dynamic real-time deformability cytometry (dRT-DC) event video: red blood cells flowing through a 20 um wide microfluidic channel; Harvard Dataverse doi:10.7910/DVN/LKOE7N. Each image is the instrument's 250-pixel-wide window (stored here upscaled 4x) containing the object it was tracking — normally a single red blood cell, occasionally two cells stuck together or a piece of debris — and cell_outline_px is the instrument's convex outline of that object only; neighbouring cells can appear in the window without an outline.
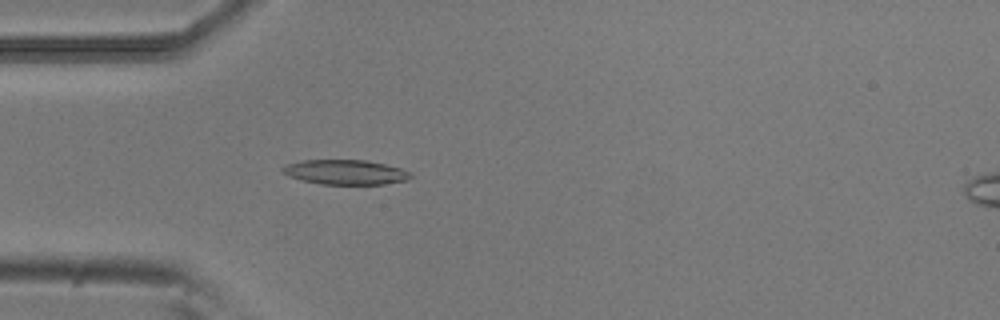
{"species": "common noctule bat (a hibernating species)", "species_latin": "Nyctalus noctula", "temperature_condition": "room temperature", "stored_images_in_passage": 25, "camera_frame_rate_fps": 3000, "um_per_image_px": 0.085, "animal": {"sex": "male", "body_mass_g": 20.5, "forearm_length_mm": 52.5}, "frame": {"image": 1, "passage_image": 14, "time_ms": 4.333, "image_size_px": [1000, 320], "cell_outline_px": [[412, 176], [408, 180], [384, 184], [320, 184], [288, 176], [280, 168], [284, 164], [304, 160], [368, 160], [400, 168], [412, 172]], "centroid_in_image_um": [29.37, 14.63], "position_along_channel_um": 55.6, "area_um2": 18.5}}
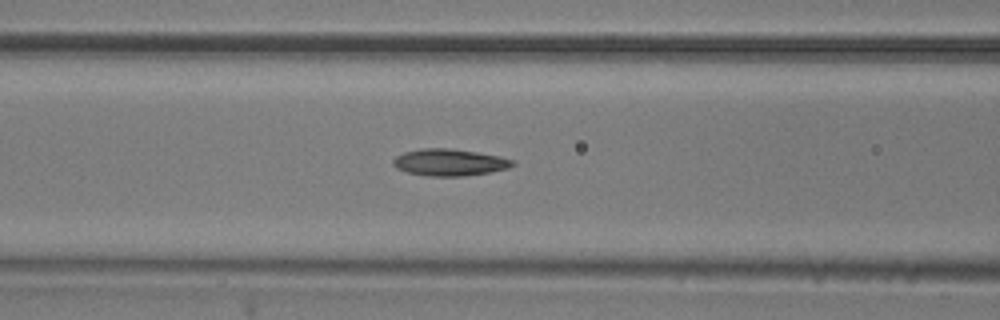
{"frame": {"image": 2, "passage_image": 20, "time_ms": 6.333, "image_size_px": [1000, 320], "cell_outline_px": [[516, 164], [508, 168], [488, 172], [464, 176], [428, 176], [408, 172], [396, 168], [392, 164], [392, 160], [396, 156], [404, 152], [420, 148], [452, 148], [500, 156], [516, 160]], "centroid_in_image_um": [38.21, 13.79], "position_along_channel_um": 128.4, "area_um2": 18.79}}
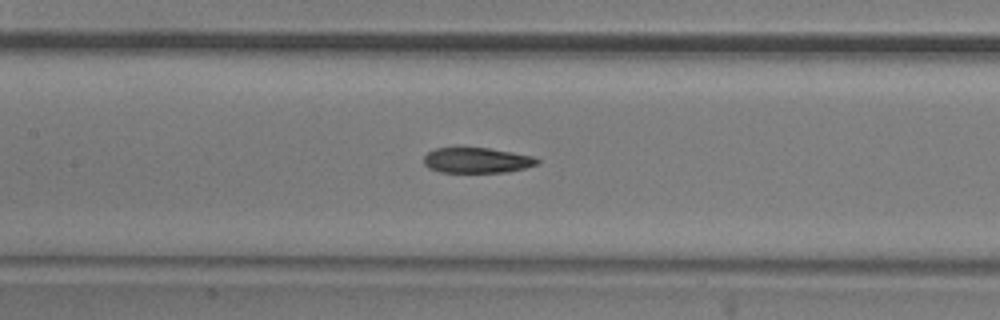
{"frame": {"image": 3, "passage_image": 23, "time_ms": 7.333, "image_size_px": [1000, 320], "cell_outline_px": [[540, 160], [536, 164], [524, 168], [508, 172], [440, 172], [428, 168], [424, 164], [424, 156], [428, 152], [436, 148], [456, 144], [488, 148], [512, 152], [532, 156]], "centroid_in_image_um": [40.45, 13.58], "position_along_channel_um": 167.0, "area_um2": 17.4}}